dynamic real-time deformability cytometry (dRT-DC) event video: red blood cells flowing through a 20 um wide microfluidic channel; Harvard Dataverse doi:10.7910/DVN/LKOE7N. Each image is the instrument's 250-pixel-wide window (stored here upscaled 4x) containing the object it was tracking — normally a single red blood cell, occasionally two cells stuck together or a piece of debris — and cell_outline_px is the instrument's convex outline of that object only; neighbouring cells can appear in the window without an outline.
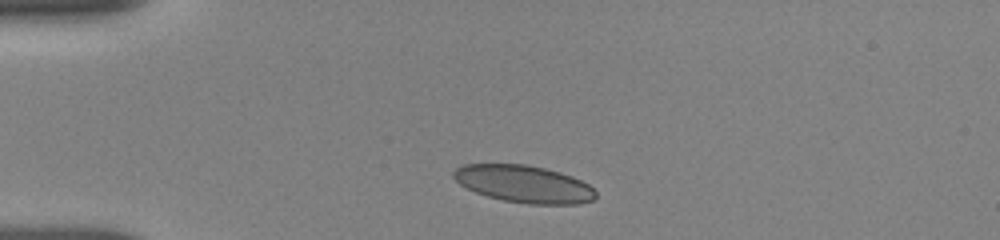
{"species": "human", "species_latin": "Homo sapiens", "temperature_condition": "room temperature", "stored_images_in_passage": 18, "camera_frame_rate_fps": 3000, "um_per_image_px": 0.085, "donor": {"sex": "female"}, "frame": {"image": 1, "passage_image": 1, "time_ms": 0.0, "image_size_px": [1000, 240], "cell_outline_px": [[596, 196], [592, 200], [576, 204], [528, 204], [504, 200], [488, 196], [476, 192], [460, 184], [452, 176], [452, 172], [456, 168], [464, 164], [528, 164], [560, 172], [572, 176], [588, 184], [596, 192]], "centroid_in_image_um": [44.52, 15.63], "position_along_channel_um": 40.5, "area_um2": 30.75}}
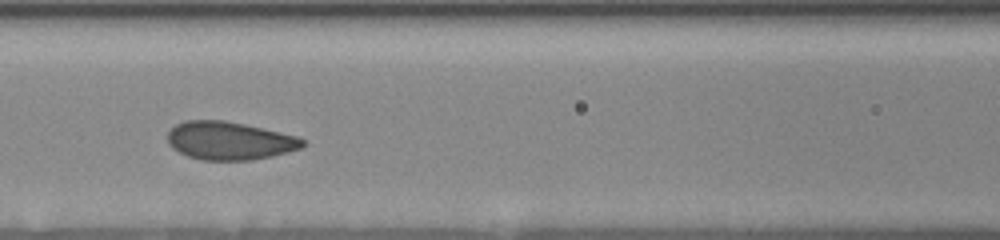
{"frame": {"image": 2, "passage_image": 14, "time_ms": 3.667, "image_size_px": [1000, 240], "cell_outline_px": [[308, 144], [300, 148], [288, 152], [272, 156], [252, 160], [200, 160], [188, 156], [172, 148], [168, 144], [168, 132], [176, 124], [184, 120], [224, 120], [244, 124], [296, 136], [304, 140]], "centroid_in_image_um": [19.49, 11.96], "position_along_channel_um": 147.1, "area_um2": 30.0}}
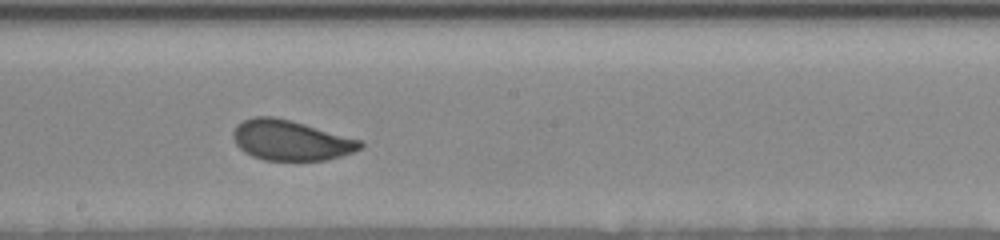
{"frame": {"image": 3, "passage_image": 18, "time_ms": 5.667, "image_size_px": [1000, 240], "cell_outline_px": [[364, 144], [360, 148], [352, 152], [328, 160], [264, 160], [252, 156], [244, 152], [236, 144], [232, 136], [232, 132], [236, 124], [244, 120], [256, 116], [272, 116], [292, 120], [360, 140]], "centroid_in_image_um": [24.67, 11.92], "position_along_channel_um": 223.5, "area_um2": 29.71}}